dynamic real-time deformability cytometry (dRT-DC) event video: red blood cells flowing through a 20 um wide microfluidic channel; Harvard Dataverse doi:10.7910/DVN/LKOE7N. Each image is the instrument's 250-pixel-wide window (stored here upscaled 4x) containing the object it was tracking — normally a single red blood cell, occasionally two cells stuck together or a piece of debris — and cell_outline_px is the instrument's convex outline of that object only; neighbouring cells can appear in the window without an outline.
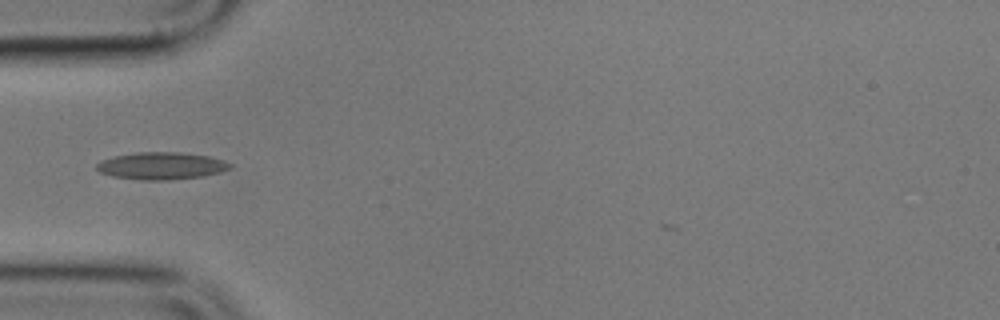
{"species": "common noctule bat (a hibernating species)", "species_latin": "Nyctalus noctula", "temperature_condition": "cold", "stored_images_in_passage": 7, "camera_frame_rate_fps": 3000, "um_per_image_px": 0.085, "animal": {"sex": "male", "body_mass_g": 17.9}, "frame": {"image": 1, "passage_image": 1, "time_ms": 0.0, "image_size_px": [1000, 320], "cell_outline_px": [[232, 168], [220, 172], [204, 176], [168, 180], [144, 180], [112, 176], [100, 172], [96, 168], [96, 164], [100, 160], [112, 156], [136, 152], [176, 152], [208, 156], [224, 160], [232, 164]], "centroid_in_image_um": [13.71, 14.09], "position_along_channel_um": 71.3, "area_um2": 21.27}}
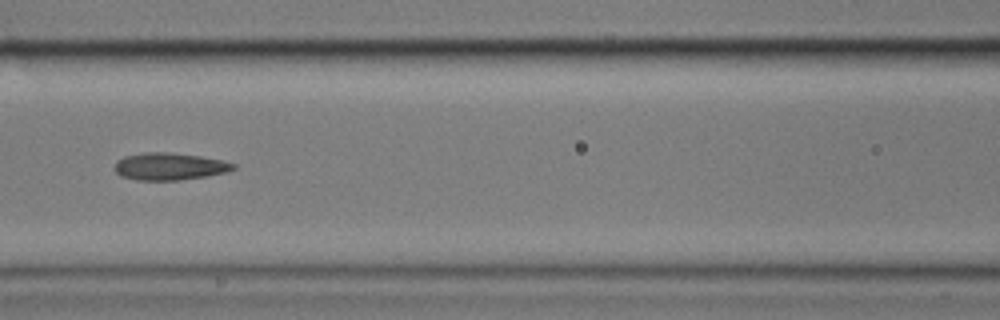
{"frame": {"image": 2, "passage_image": 3, "time_ms": 2.333, "image_size_px": [1000, 320], "cell_outline_px": [[236, 168], [228, 172], [208, 176], [180, 180], [136, 180], [120, 176], [116, 172], [116, 160], [124, 156], [144, 152], [168, 152], [200, 156], [220, 160], [236, 164]], "centroid_in_image_um": [14.41, 14.15], "position_along_channel_um": 152.2, "area_um2": 18.9}}
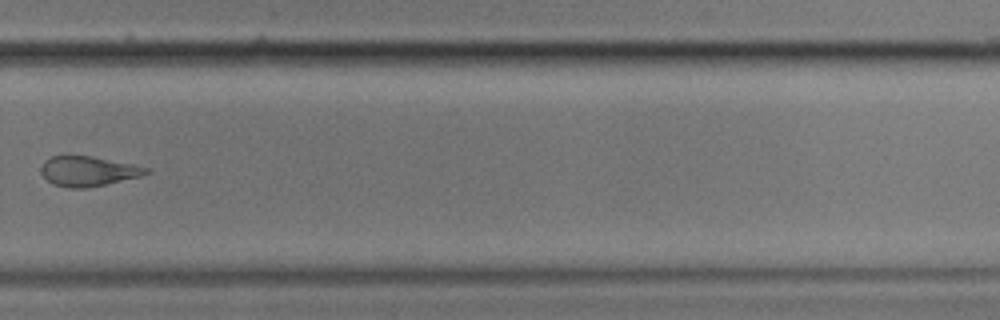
{"frame": {"image": 3, "passage_image": 7, "time_ms": 7.333, "image_size_px": [1000, 320], "cell_outline_px": [[152, 172], [140, 176], [104, 184], [84, 188], [68, 188], [52, 184], [40, 172], [40, 168], [44, 160], [52, 156], [92, 156], [136, 164], [148, 168]], "centroid_in_image_um": [7.49, 14.54], "position_along_channel_um": 322.3, "area_um2": 18.32}}